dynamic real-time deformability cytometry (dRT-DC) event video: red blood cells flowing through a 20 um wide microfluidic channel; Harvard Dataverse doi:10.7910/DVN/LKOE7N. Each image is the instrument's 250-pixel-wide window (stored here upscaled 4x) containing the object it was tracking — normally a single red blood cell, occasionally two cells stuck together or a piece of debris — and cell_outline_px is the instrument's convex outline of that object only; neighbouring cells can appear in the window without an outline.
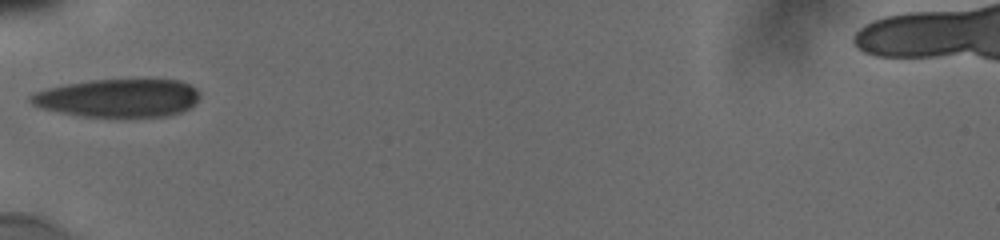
{"species": "human", "species_latin": "Homo sapiens", "temperature_condition": "cold", "stored_images_in_passage": 13, "camera_frame_rate_fps": 3000, "um_per_image_px": 0.085, "donor": {"sex": "male"}, "frame": {"image": 1, "passage_image": 1, "time_ms": 0.0, "image_size_px": [1000, 240], "cell_outline_px": [[200, 96], [196, 104], [180, 112], [164, 116], [84, 116], [60, 112], [40, 108], [32, 104], [28, 100], [28, 96], [36, 92], [48, 88], [64, 84], [92, 80], [180, 80], [196, 88], [200, 92]], "centroid_in_image_um": [10.04, 8.32], "position_along_channel_um": 75.0, "area_um2": 37.4}}
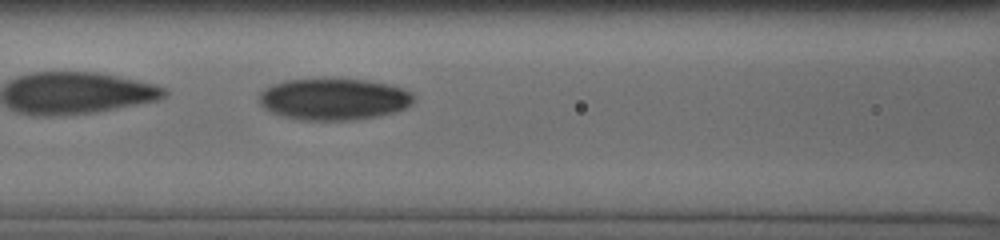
{"frame": {"image": 2, "passage_image": 6, "time_ms": 1.667, "image_size_px": [1000, 240], "cell_outline_px": [[412, 100], [404, 108], [396, 112], [376, 116], [352, 120], [300, 120], [284, 116], [272, 112], [264, 108], [260, 104], [260, 92], [272, 84], [288, 80], [364, 80], [388, 84], [400, 88], [408, 92], [412, 96]], "centroid_in_image_um": [28.33, 8.45], "position_along_channel_um": 138.3, "area_um2": 36.7}}
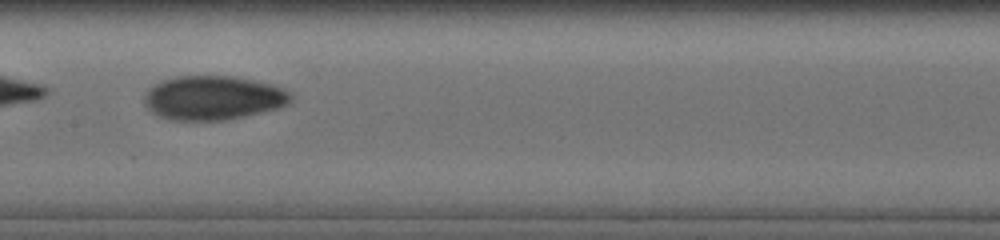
{"frame": {"image": 3, "passage_image": 11, "time_ms": 3.0, "image_size_px": [1000, 240], "cell_outline_px": [[292, 100], [288, 104], [280, 108], [228, 120], [172, 120], [160, 116], [152, 112], [144, 104], [144, 96], [148, 88], [164, 80], [176, 76], [236, 76], [272, 84], [284, 88], [292, 92]], "centroid_in_image_um": [18.16, 8.31], "position_along_channel_um": 189.2, "area_um2": 37.97}}